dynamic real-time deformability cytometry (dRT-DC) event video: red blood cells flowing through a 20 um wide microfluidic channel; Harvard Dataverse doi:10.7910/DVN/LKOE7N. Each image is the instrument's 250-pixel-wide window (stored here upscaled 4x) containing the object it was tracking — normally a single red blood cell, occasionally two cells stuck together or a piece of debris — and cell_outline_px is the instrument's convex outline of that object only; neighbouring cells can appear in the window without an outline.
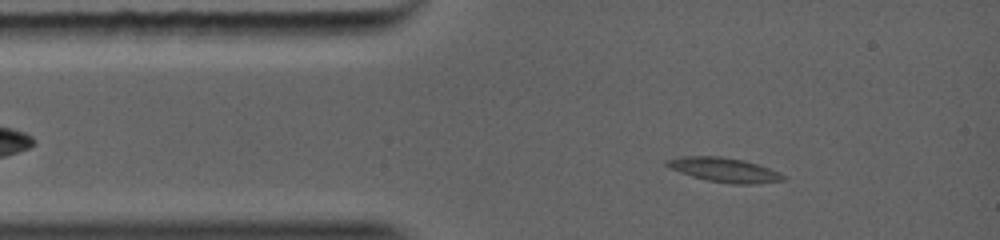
{"species": "common noctule bat (a hibernating species)", "species_latin": "Nyctalus noctula", "temperature_condition": "warm", "stored_images_in_passage": 36, "camera_frame_rate_fps": 5000, "um_per_image_px": 0.085, "animal": {"sex": "female", "body_mass_g": 19.0, "forearm_length_mm": 56.7}, "frame": {"image": 1, "passage_image": 4, "time_ms": 0.8, "image_size_px": [1000, 240], "cell_outline_px": [[788, 176], [784, 180], [752, 184], [732, 184], [708, 180], [692, 176], [668, 168], [664, 164], [664, 160], [680, 156], [720, 156], [744, 160], [780, 172]], "centroid_in_image_um": [61.53, 14.43], "position_along_channel_um": 23.5, "area_um2": 16.59}}
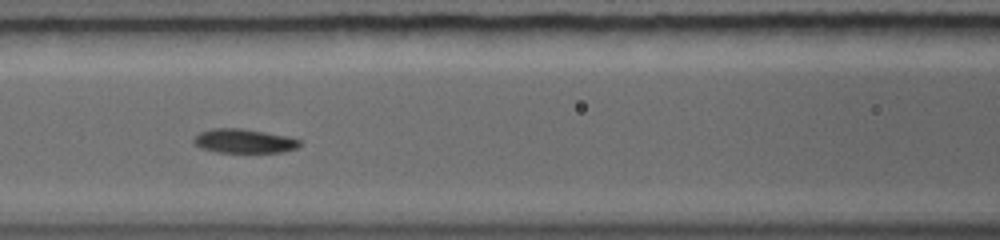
{"frame": {"image": 2, "passage_image": 16, "time_ms": 3.8, "image_size_px": [1000, 240], "cell_outline_px": [[300, 144], [296, 148], [284, 152], [216, 152], [200, 148], [196, 144], [196, 136], [204, 132], [256, 132], [300, 140]], "centroid_in_image_um": [20.82, 12.1], "position_along_channel_um": 145.8, "area_um2": 12.89}}
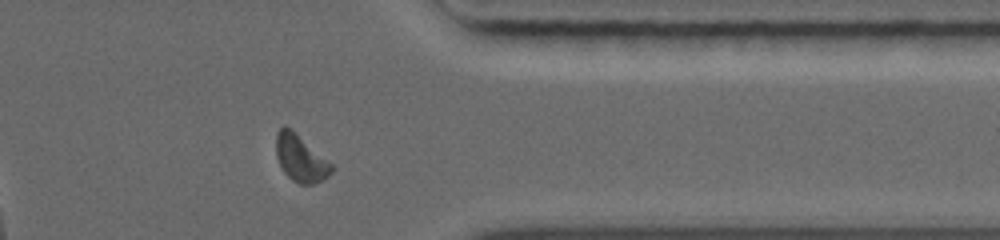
{"frame": {"image": 3, "passage_image": 32, "time_ms": 8.8, "image_size_px": [1000, 240], "cell_outline_px": [[332, 172], [324, 180], [312, 184], [300, 184], [292, 180], [284, 172], [280, 164], [276, 152], [276, 136], [280, 128], [288, 128], [332, 164]], "centroid_in_image_um": [25.55, 13.52], "position_along_channel_um": 385.8, "area_um2": 14.39}}